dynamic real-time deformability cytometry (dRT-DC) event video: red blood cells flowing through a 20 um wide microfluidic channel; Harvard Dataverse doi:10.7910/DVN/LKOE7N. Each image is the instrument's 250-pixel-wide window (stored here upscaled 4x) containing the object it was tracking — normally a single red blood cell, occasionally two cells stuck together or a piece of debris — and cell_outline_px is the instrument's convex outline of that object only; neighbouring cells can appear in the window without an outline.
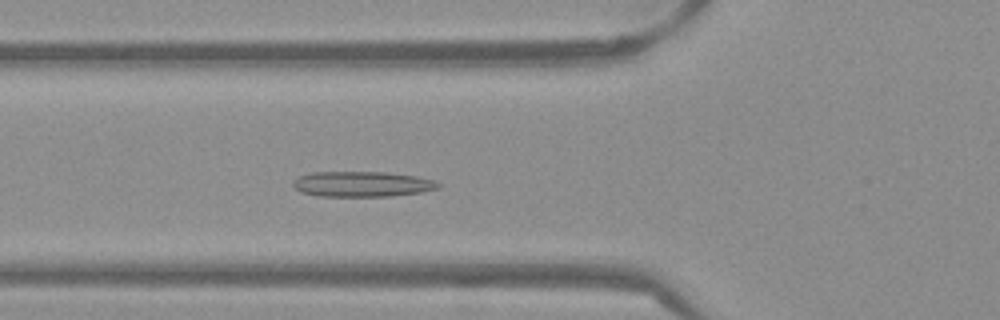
{"species": "Egyptian fruit bat (a non-hibernating species)", "species_latin": "Rousettus aegyptiacus", "temperature_condition": "warm", "stored_images_in_passage": 42, "camera_frame_rate_fps": 3000, "um_per_image_px": 0.085, "frame": {"image": 1, "passage_image": 8, "time_ms": 2.333, "image_size_px": [1000, 320], "cell_outline_px": [[444, 184], [440, 188], [420, 192], [392, 196], [320, 196], [300, 192], [292, 184], [292, 180], [300, 176], [312, 172], [384, 172], [416, 176], [436, 180]], "centroid_in_image_um": [30.82, 15.64], "position_along_channel_um": 95.0, "area_um2": 21.62}}
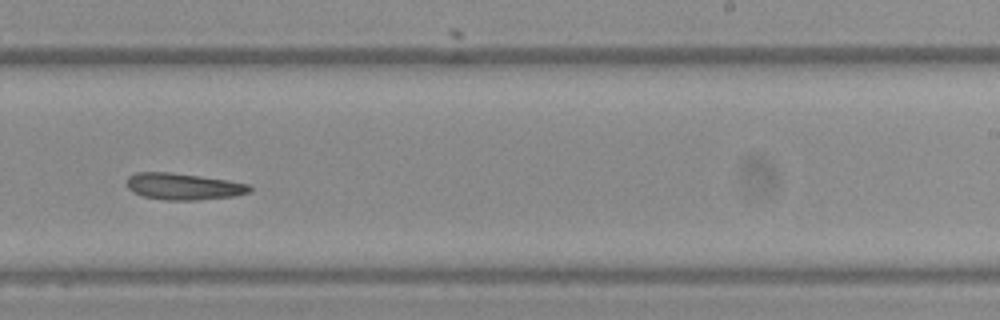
{"frame": {"image": 2, "passage_image": 22, "time_ms": 7.0, "image_size_px": [1000, 320], "cell_outline_px": [[252, 192], [236, 196], [196, 200], [164, 200], [144, 196], [132, 192], [128, 188], [128, 176], [136, 172], [168, 172], [200, 176], [228, 180], [252, 184]], "centroid_in_image_um": [15.65, 15.85], "position_along_channel_um": 273.3, "area_um2": 19.19}}
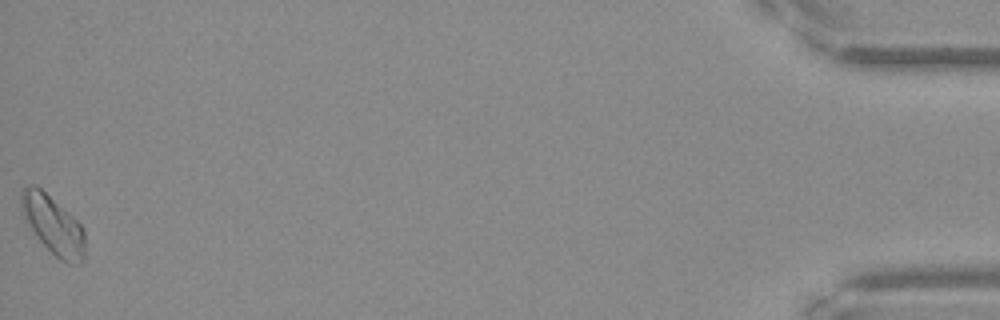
{"frame": {"image": 3, "passage_image": 42, "time_ms": 13.667, "image_size_px": [1000, 320], "cell_outline_px": [[84, 260], [80, 264], [68, 264], [60, 260], [40, 240], [24, 220], [20, 212], [20, 192], [24, 188], [32, 184], [36, 184], [72, 216], [84, 228]], "centroid_in_image_um": [4.49, 19.12], "position_along_channel_um": 430.7, "area_um2": 21.73}}